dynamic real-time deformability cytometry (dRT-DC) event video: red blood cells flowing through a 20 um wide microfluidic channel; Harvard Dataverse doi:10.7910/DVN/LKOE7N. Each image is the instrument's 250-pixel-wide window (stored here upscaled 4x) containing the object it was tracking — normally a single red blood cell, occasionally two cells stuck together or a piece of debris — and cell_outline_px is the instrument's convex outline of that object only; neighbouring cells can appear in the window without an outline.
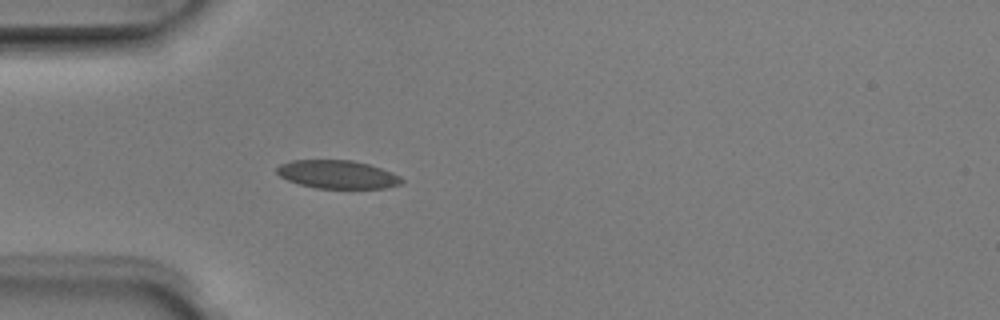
{"species": "Egyptian fruit bat (a non-hibernating species)", "species_latin": "Rousettus aegyptiacus", "temperature_condition": "room temperature", "stored_images_in_passage": 3, "camera_frame_rate_fps": 3000, "um_per_image_px": 0.085, "animal": {"sex": "male"}, "frame": {"image": 1, "passage_image": 3, "time_ms": 0.667, "image_size_px": [1000, 320], "cell_outline_px": [[404, 180], [400, 184], [384, 188], [316, 188], [300, 184], [288, 180], [280, 176], [276, 172], [276, 168], [280, 164], [292, 160], [352, 160], [368, 164], [392, 172], [400, 176]], "centroid_in_image_um": [28.67, 14.82], "position_along_channel_um": 56.3, "area_um2": 20.46}}